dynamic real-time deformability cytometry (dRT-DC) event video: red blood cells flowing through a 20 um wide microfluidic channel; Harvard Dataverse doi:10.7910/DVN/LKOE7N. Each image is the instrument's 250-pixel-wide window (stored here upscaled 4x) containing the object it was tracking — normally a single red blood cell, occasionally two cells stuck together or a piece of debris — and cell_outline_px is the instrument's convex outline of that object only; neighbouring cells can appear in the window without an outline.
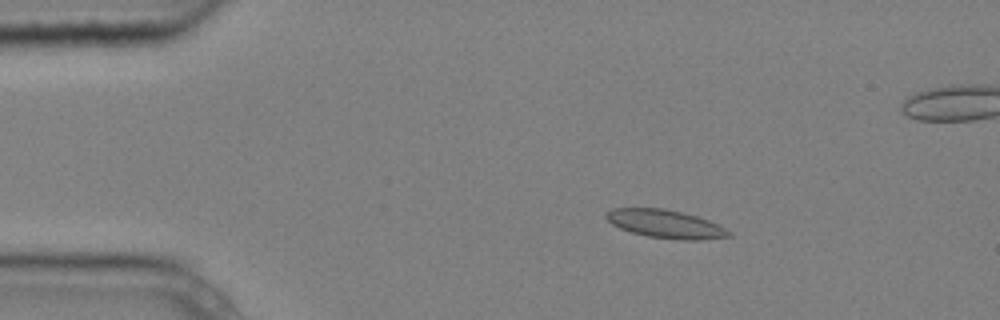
{"species": "common noctule bat (a hibernating species)", "species_latin": "Nyctalus noctula", "temperature_condition": "cold", "stored_images_in_passage": 4, "camera_frame_rate_fps": 3000, "um_per_image_px": 0.085, "animal": {"sex": "male", "body_mass_g": 20.4}, "frame": {"image": 1, "passage_image": 2, "time_ms": 0.333, "image_size_px": [1000, 320], "cell_outline_px": [[732, 236], [700, 240], [680, 240], [648, 236], [632, 232], [620, 228], [612, 224], [604, 216], [604, 212], [612, 208], [664, 208], [696, 216], [708, 220], [732, 232]], "centroid_in_image_um": [56.54, 19.03], "position_along_channel_um": 28.5, "area_um2": 20.11}}